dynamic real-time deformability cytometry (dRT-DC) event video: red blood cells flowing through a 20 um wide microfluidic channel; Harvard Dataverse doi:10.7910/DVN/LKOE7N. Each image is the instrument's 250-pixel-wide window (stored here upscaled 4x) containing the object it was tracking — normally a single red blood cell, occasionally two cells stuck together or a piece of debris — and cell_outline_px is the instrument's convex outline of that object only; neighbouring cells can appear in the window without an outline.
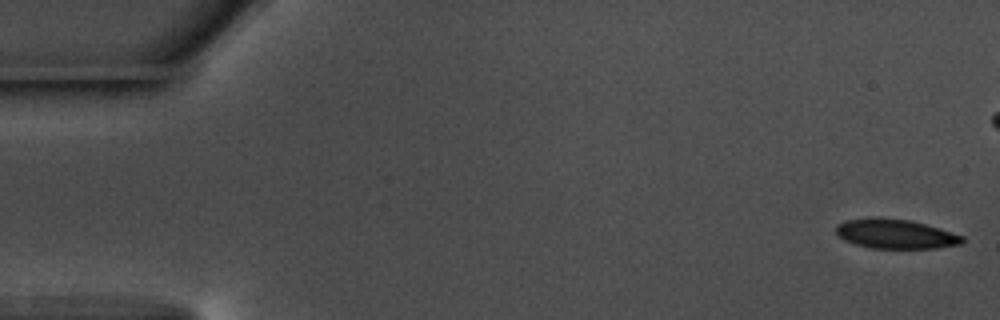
{"species": "common noctule bat (a hibernating species)", "species_latin": "Nyctalus noctula", "temperature_condition": "warm", "stored_images_in_passage": 49, "camera_frame_rate_fps": 3000, "um_per_image_px": 0.085, "animal": {"sex": "male", "body_mass_g": 17.5, "forearm_length_mm": 52.3}, "frame": {"image": 1, "passage_image": 1, "time_ms": 0.0, "image_size_px": [1000, 320], "cell_outline_px": [[964, 244], [936, 248], [872, 248], [856, 244], [844, 240], [836, 232], [836, 224], [844, 220], [876, 216], [880, 216], [908, 220], [940, 228], [964, 236]], "centroid_in_image_um": [76.12, 19.87], "position_along_channel_um": 8.9, "area_um2": 21.91}}
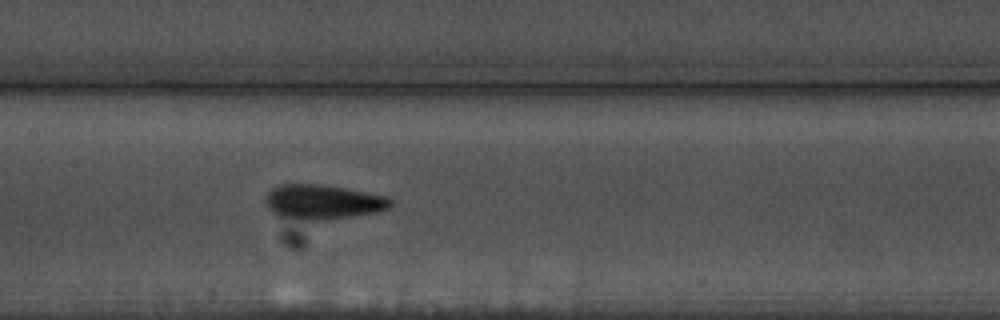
{"frame": {"image": 2, "passage_image": 27, "time_ms": 8.667, "image_size_px": [1000, 320], "cell_outline_px": [[392, 204], [388, 208], [380, 212], [320, 220], [304, 220], [276, 216], [268, 208], [264, 200], [268, 192], [272, 188], [280, 184], [320, 184], [344, 188], [384, 196], [392, 200]], "centroid_in_image_um": [27.39, 17.17], "position_along_channel_um": 180.0, "area_um2": 25.14}}
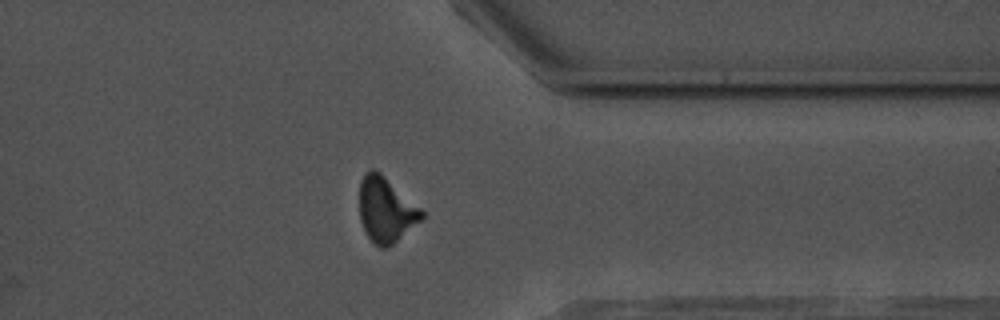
{"frame": {"image": 3, "passage_image": 44, "time_ms": 14.333, "image_size_px": [1000, 320], "cell_outline_px": [[424, 216], [420, 220], [388, 248], [380, 248], [368, 236], [360, 220], [360, 180], [372, 168], [380, 172], [420, 208], [424, 212]], "centroid_in_image_um": [32.79, 17.83], "position_along_channel_um": 378.6, "area_um2": 23.0}}